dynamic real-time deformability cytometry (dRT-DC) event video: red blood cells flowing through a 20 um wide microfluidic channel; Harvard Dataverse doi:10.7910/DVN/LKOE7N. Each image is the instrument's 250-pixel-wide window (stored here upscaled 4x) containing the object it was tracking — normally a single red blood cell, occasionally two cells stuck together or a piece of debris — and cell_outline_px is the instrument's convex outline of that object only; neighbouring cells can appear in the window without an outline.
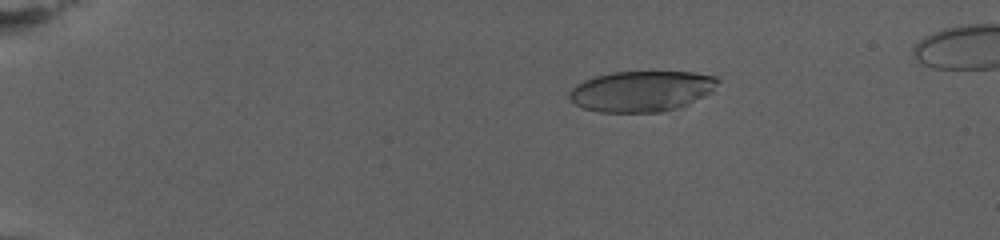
{"species": "human", "species_latin": "Homo sapiens", "temperature_condition": "warm", "stored_images_in_passage": 76, "camera_frame_rate_fps": 3000, "um_per_image_px": 0.085, "donor": {"sex": "female"}, "frame": {"image": 1, "passage_image": 13, "time_ms": 4.0, "image_size_px": [1000, 240], "cell_outline_px": [[720, 80], [712, 92], [688, 104], [660, 112], [600, 112], [584, 108], [568, 100], [568, 92], [576, 84], [584, 80], [596, 76], [612, 72], [692, 72], [716, 76]], "centroid_in_image_um": [54.52, 7.74], "position_along_channel_um": 30.5, "area_um2": 35.26}}
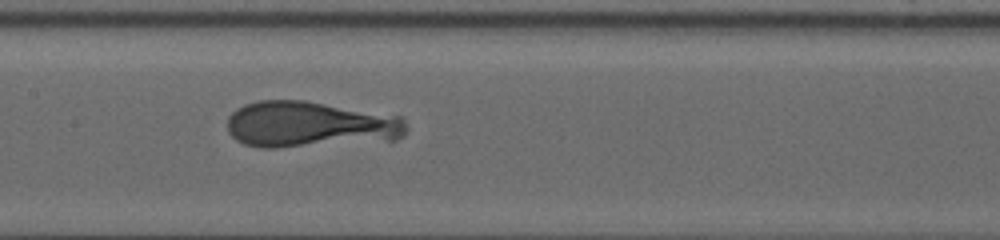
{"frame": {"image": 2, "passage_image": 40, "time_ms": 13.0, "image_size_px": [1000, 240], "cell_outline_px": [[408, 132], [404, 136], [396, 140], [276, 148], [260, 148], [244, 144], [236, 140], [228, 132], [228, 116], [236, 108], [244, 104], [260, 100], [304, 100], [400, 116], [404, 120], [408, 128]], "centroid_in_image_um": [26.35, 10.59], "position_along_channel_um": 181.1, "area_um2": 48.67}}
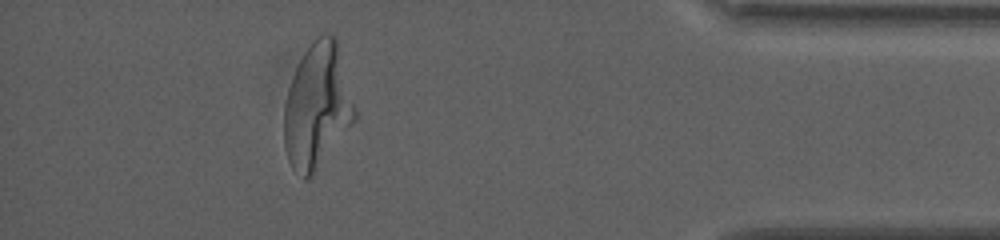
{"frame": {"image": 3, "passage_image": 69, "time_ms": 22.667, "image_size_px": [1000, 240], "cell_outline_px": [[356, 120], [312, 176], [304, 180], [292, 168], [288, 160], [284, 148], [284, 108], [288, 88], [292, 76], [304, 52], [312, 40], [320, 32], [328, 32], [336, 36], [356, 108]], "centroid_in_image_um": [26.97, 9.01], "position_along_channel_um": 408.2, "area_um2": 51.9}}